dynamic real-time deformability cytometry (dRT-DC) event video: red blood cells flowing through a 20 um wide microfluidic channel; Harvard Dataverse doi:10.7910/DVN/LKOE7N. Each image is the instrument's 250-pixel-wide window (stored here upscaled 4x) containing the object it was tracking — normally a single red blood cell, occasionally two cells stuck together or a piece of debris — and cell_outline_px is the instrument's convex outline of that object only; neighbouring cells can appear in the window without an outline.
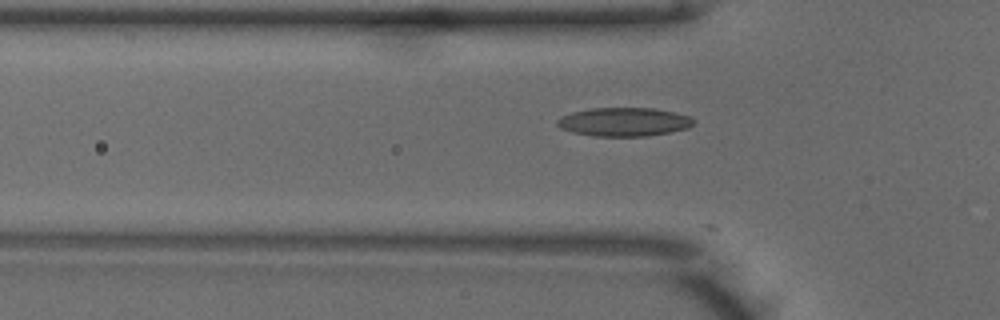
{"species": "common noctule bat (a hibernating species)", "species_latin": "Nyctalus noctula", "temperature_condition": "warm", "stored_images_in_passage": 11, "camera_frame_rate_fps": 3000, "um_per_image_px": 0.085, "animal": {"sex": "male", "body_mass_g": 18.8}, "frame": {"image": 1, "passage_image": 8, "time_ms": 2.333, "image_size_px": [1000, 320], "cell_outline_px": [[696, 120], [688, 128], [648, 136], [592, 136], [572, 132], [560, 128], [556, 124], [556, 120], [560, 116], [572, 112], [592, 108], [656, 108], [676, 112], [692, 116]], "centroid_in_image_um": [53.04, 10.35], "position_along_channel_um": 72.8, "area_um2": 23.0}}